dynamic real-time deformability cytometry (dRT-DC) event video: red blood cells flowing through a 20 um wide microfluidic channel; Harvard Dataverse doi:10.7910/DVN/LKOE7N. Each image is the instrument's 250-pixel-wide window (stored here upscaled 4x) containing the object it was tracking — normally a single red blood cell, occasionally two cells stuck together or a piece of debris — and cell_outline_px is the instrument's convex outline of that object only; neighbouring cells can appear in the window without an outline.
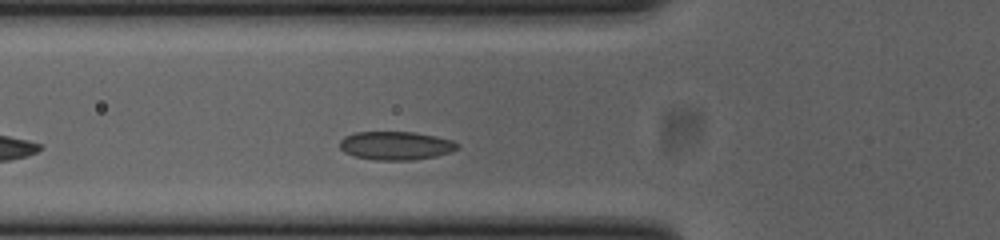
{"species": "common noctule bat (a hibernating species)", "species_latin": "Nyctalus noctula", "temperature_condition": "cold", "stored_images_in_passage": 36, "camera_frame_rate_fps": 3000, "um_per_image_px": 0.085, "animal": {"sex": "female", "body_mass_g": 23.0, "forearm_length_mm": 53.4}, "frame": {"image": 1, "passage_image": 11, "time_ms": 3.333, "image_size_px": [1000, 240], "cell_outline_px": [[460, 148], [436, 156], [412, 160], [372, 160], [356, 156], [344, 152], [340, 148], [340, 140], [344, 136], [356, 132], [412, 132], [436, 136], [452, 140], [460, 144]], "centroid_in_image_um": [33.65, 12.38], "position_along_channel_um": 92.2, "area_um2": 19.54}}
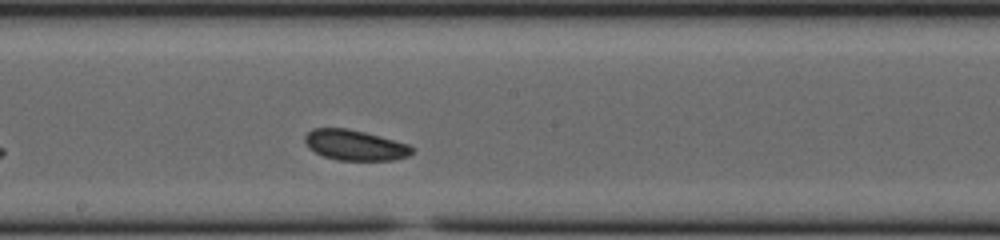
{"frame": {"image": 2, "passage_image": 21, "time_ms": 6.667, "image_size_px": [1000, 240], "cell_outline_px": [[416, 148], [408, 156], [396, 160], [336, 160], [324, 156], [308, 148], [304, 140], [304, 136], [312, 128], [348, 128], [364, 132], [408, 144]], "centroid_in_image_um": [30.16, 12.34], "position_along_channel_um": 218.0, "area_um2": 19.02}}
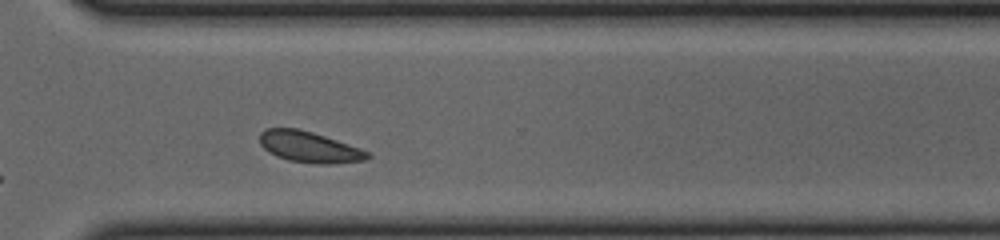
{"frame": {"image": 3, "passage_image": 31, "time_ms": 10.0, "image_size_px": [1000, 240], "cell_outline_px": [[372, 156], [364, 160], [332, 164], [316, 164], [288, 160], [276, 156], [268, 152], [260, 144], [260, 132], [268, 128], [296, 128], [312, 132], [372, 152]], "centroid_in_image_um": [26.3, 12.5], "position_along_channel_um": 344.3, "area_um2": 19.48}, "authors_computed_cell_mechanics": {"area_um2": 19.1607, "velocity_mm_per_s": 3.7851, "shape_relaxation_time_tau1_ms": null, "shape_relaxation_time_tau2_ms": 3.6172, "deformation_change_tau1": null, "deformation_change_tau2": 0.0709}}